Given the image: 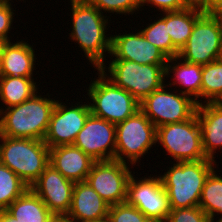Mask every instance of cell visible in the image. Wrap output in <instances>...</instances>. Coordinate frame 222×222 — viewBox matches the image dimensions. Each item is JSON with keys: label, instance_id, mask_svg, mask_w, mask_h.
Instances as JSON below:
<instances>
[{"label": "cell", "instance_id": "obj_1", "mask_svg": "<svg viewBox=\"0 0 222 222\" xmlns=\"http://www.w3.org/2000/svg\"><path fill=\"white\" fill-rule=\"evenodd\" d=\"M72 6L71 40L75 41L84 51L85 57L99 69L106 58V52L111 53L112 37L107 36L108 18L87 0H70Z\"/></svg>", "mask_w": 222, "mask_h": 222}, {"label": "cell", "instance_id": "obj_2", "mask_svg": "<svg viewBox=\"0 0 222 222\" xmlns=\"http://www.w3.org/2000/svg\"><path fill=\"white\" fill-rule=\"evenodd\" d=\"M39 93L19 105L0 107V135L44 140L57 100L51 99L49 93L48 98Z\"/></svg>", "mask_w": 222, "mask_h": 222}, {"label": "cell", "instance_id": "obj_3", "mask_svg": "<svg viewBox=\"0 0 222 222\" xmlns=\"http://www.w3.org/2000/svg\"><path fill=\"white\" fill-rule=\"evenodd\" d=\"M214 164L212 159L176 162L164 175L159 174L171 209L199 206L205 181L216 168Z\"/></svg>", "mask_w": 222, "mask_h": 222}, {"label": "cell", "instance_id": "obj_4", "mask_svg": "<svg viewBox=\"0 0 222 222\" xmlns=\"http://www.w3.org/2000/svg\"><path fill=\"white\" fill-rule=\"evenodd\" d=\"M0 163L30 188L49 163L50 148L43 140L0 135Z\"/></svg>", "mask_w": 222, "mask_h": 222}, {"label": "cell", "instance_id": "obj_5", "mask_svg": "<svg viewBox=\"0 0 222 222\" xmlns=\"http://www.w3.org/2000/svg\"><path fill=\"white\" fill-rule=\"evenodd\" d=\"M111 59L107 68L103 64L99 70L139 102L166 82V64H138L129 60Z\"/></svg>", "mask_w": 222, "mask_h": 222}, {"label": "cell", "instance_id": "obj_6", "mask_svg": "<svg viewBox=\"0 0 222 222\" xmlns=\"http://www.w3.org/2000/svg\"><path fill=\"white\" fill-rule=\"evenodd\" d=\"M97 70L98 78L90 82L86 94L93 102H89L92 115L118 124L140 110L139 101Z\"/></svg>", "mask_w": 222, "mask_h": 222}, {"label": "cell", "instance_id": "obj_7", "mask_svg": "<svg viewBox=\"0 0 222 222\" xmlns=\"http://www.w3.org/2000/svg\"><path fill=\"white\" fill-rule=\"evenodd\" d=\"M178 57L202 66L222 58V14L203 12Z\"/></svg>", "mask_w": 222, "mask_h": 222}, {"label": "cell", "instance_id": "obj_8", "mask_svg": "<svg viewBox=\"0 0 222 222\" xmlns=\"http://www.w3.org/2000/svg\"><path fill=\"white\" fill-rule=\"evenodd\" d=\"M157 127L141 111L116 124L115 160L134 164L155 145ZM126 158H128L126 160Z\"/></svg>", "mask_w": 222, "mask_h": 222}, {"label": "cell", "instance_id": "obj_9", "mask_svg": "<svg viewBox=\"0 0 222 222\" xmlns=\"http://www.w3.org/2000/svg\"><path fill=\"white\" fill-rule=\"evenodd\" d=\"M156 142L163 146L176 162L209 159L202 148L197 114L192 118L157 127Z\"/></svg>", "mask_w": 222, "mask_h": 222}, {"label": "cell", "instance_id": "obj_10", "mask_svg": "<svg viewBox=\"0 0 222 222\" xmlns=\"http://www.w3.org/2000/svg\"><path fill=\"white\" fill-rule=\"evenodd\" d=\"M167 86L164 84L139 103L140 110L156 127L186 121L197 111V102L176 90H166Z\"/></svg>", "mask_w": 222, "mask_h": 222}, {"label": "cell", "instance_id": "obj_11", "mask_svg": "<svg viewBox=\"0 0 222 222\" xmlns=\"http://www.w3.org/2000/svg\"><path fill=\"white\" fill-rule=\"evenodd\" d=\"M132 175L127 163L95 161L85 181L112 206L127 201L128 182Z\"/></svg>", "mask_w": 222, "mask_h": 222}, {"label": "cell", "instance_id": "obj_12", "mask_svg": "<svg viewBox=\"0 0 222 222\" xmlns=\"http://www.w3.org/2000/svg\"><path fill=\"white\" fill-rule=\"evenodd\" d=\"M89 101L82 105L80 102L68 107L58 100L50 116L49 127L44 143L49 147L73 145L78 133L84 127L85 121L91 114ZM80 104V105H78Z\"/></svg>", "mask_w": 222, "mask_h": 222}, {"label": "cell", "instance_id": "obj_13", "mask_svg": "<svg viewBox=\"0 0 222 222\" xmlns=\"http://www.w3.org/2000/svg\"><path fill=\"white\" fill-rule=\"evenodd\" d=\"M143 177L132 175L128 182L127 203L137 207L146 217L166 221L171 211L167 192L159 175Z\"/></svg>", "mask_w": 222, "mask_h": 222}, {"label": "cell", "instance_id": "obj_14", "mask_svg": "<svg viewBox=\"0 0 222 222\" xmlns=\"http://www.w3.org/2000/svg\"><path fill=\"white\" fill-rule=\"evenodd\" d=\"M73 145L95 161L115 160L116 124L90 114Z\"/></svg>", "mask_w": 222, "mask_h": 222}, {"label": "cell", "instance_id": "obj_15", "mask_svg": "<svg viewBox=\"0 0 222 222\" xmlns=\"http://www.w3.org/2000/svg\"><path fill=\"white\" fill-rule=\"evenodd\" d=\"M74 184L49 164L30 188L55 216H66L71 208Z\"/></svg>", "mask_w": 222, "mask_h": 222}, {"label": "cell", "instance_id": "obj_16", "mask_svg": "<svg viewBox=\"0 0 222 222\" xmlns=\"http://www.w3.org/2000/svg\"><path fill=\"white\" fill-rule=\"evenodd\" d=\"M111 57L138 64H167L168 57L145 39L141 32L111 35Z\"/></svg>", "mask_w": 222, "mask_h": 222}, {"label": "cell", "instance_id": "obj_17", "mask_svg": "<svg viewBox=\"0 0 222 222\" xmlns=\"http://www.w3.org/2000/svg\"><path fill=\"white\" fill-rule=\"evenodd\" d=\"M108 210L109 205L86 181L74 184L67 218L77 222H100L108 218Z\"/></svg>", "mask_w": 222, "mask_h": 222}, {"label": "cell", "instance_id": "obj_18", "mask_svg": "<svg viewBox=\"0 0 222 222\" xmlns=\"http://www.w3.org/2000/svg\"><path fill=\"white\" fill-rule=\"evenodd\" d=\"M94 162V159L74 145L52 147L49 151V163L74 183L86 180Z\"/></svg>", "mask_w": 222, "mask_h": 222}, {"label": "cell", "instance_id": "obj_19", "mask_svg": "<svg viewBox=\"0 0 222 222\" xmlns=\"http://www.w3.org/2000/svg\"><path fill=\"white\" fill-rule=\"evenodd\" d=\"M196 114L204 154L215 161L216 150L222 149V102L199 104Z\"/></svg>", "mask_w": 222, "mask_h": 222}, {"label": "cell", "instance_id": "obj_20", "mask_svg": "<svg viewBox=\"0 0 222 222\" xmlns=\"http://www.w3.org/2000/svg\"><path fill=\"white\" fill-rule=\"evenodd\" d=\"M35 51L29 43L19 40L3 45L0 59V76L33 77Z\"/></svg>", "mask_w": 222, "mask_h": 222}, {"label": "cell", "instance_id": "obj_21", "mask_svg": "<svg viewBox=\"0 0 222 222\" xmlns=\"http://www.w3.org/2000/svg\"><path fill=\"white\" fill-rule=\"evenodd\" d=\"M177 60H180L178 56L168 58L167 60L166 78L170 75V72L174 74V81L169 82L168 85L170 87L179 85L180 88L183 86L184 90L177 91L189 96L198 105L202 104V99H198L201 98L202 65L188 63L182 59L179 62Z\"/></svg>", "mask_w": 222, "mask_h": 222}, {"label": "cell", "instance_id": "obj_22", "mask_svg": "<svg viewBox=\"0 0 222 222\" xmlns=\"http://www.w3.org/2000/svg\"><path fill=\"white\" fill-rule=\"evenodd\" d=\"M6 211L18 222H52L55 217L31 188L14 200Z\"/></svg>", "mask_w": 222, "mask_h": 222}, {"label": "cell", "instance_id": "obj_23", "mask_svg": "<svg viewBox=\"0 0 222 222\" xmlns=\"http://www.w3.org/2000/svg\"><path fill=\"white\" fill-rule=\"evenodd\" d=\"M33 77L0 76V100L9 108L31 98L38 91Z\"/></svg>", "mask_w": 222, "mask_h": 222}, {"label": "cell", "instance_id": "obj_24", "mask_svg": "<svg viewBox=\"0 0 222 222\" xmlns=\"http://www.w3.org/2000/svg\"><path fill=\"white\" fill-rule=\"evenodd\" d=\"M203 12L195 9L166 12V25L173 46L180 51L189 39L196 19Z\"/></svg>", "mask_w": 222, "mask_h": 222}, {"label": "cell", "instance_id": "obj_25", "mask_svg": "<svg viewBox=\"0 0 222 222\" xmlns=\"http://www.w3.org/2000/svg\"><path fill=\"white\" fill-rule=\"evenodd\" d=\"M215 169L207 177L202 189L199 207L209 216L212 222L220 215L222 217V175Z\"/></svg>", "mask_w": 222, "mask_h": 222}, {"label": "cell", "instance_id": "obj_26", "mask_svg": "<svg viewBox=\"0 0 222 222\" xmlns=\"http://www.w3.org/2000/svg\"><path fill=\"white\" fill-rule=\"evenodd\" d=\"M201 97L203 103L222 102V58L202 66Z\"/></svg>", "mask_w": 222, "mask_h": 222}, {"label": "cell", "instance_id": "obj_27", "mask_svg": "<svg viewBox=\"0 0 222 222\" xmlns=\"http://www.w3.org/2000/svg\"><path fill=\"white\" fill-rule=\"evenodd\" d=\"M159 19L154 20L145 29L139 30L147 41L159 48L168 58L178 56L179 51L173 46L168 25H166V12ZM163 16V17H162Z\"/></svg>", "mask_w": 222, "mask_h": 222}, {"label": "cell", "instance_id": "obj_28", "mask_svg": "<svg viewBox=\"0 0 222 222\" xmlns=\"http://www.w3.org/2000/svg\"><path fill=\"white\" fill-rule=\"evenodd\" d=\"M28 188L18 175L0 163V211L6 210Z\"/></svg>", "mask_w": 222, "mask_h": 222}, {"label": "cell", "instance_id": "obj_29", "mask_svg": "<svg viewBox=\"0 0 222 222\" xmlns=\"http://www.w3.org/2000/svg\"><path fill=\"white\" fill-rule=\"evenodd\" d=\"M101 13L132 14L140 9L139 0H87Z\"/></svg>", "mask_w": 222, "mask_h": 222}, {"label": "cell", "instance_id": "obj_30", "mask_svg": "<svg viewBox=\"0 0 222 222\" xmlns=\"http://www.w3.org/2000/svg\"><path fill=\"white\" fill-rule=\"evenodd\" d=\"M147 217L135 206L127 202L109 206L110 222H143Z\"/></svg>", "mask_w": 222, "mask_h": 222}, {"label": "cell", "instance_id": "obj_31", "mask_svg": "<svg viewBox=\"0 0 222 222\" xmlns=\"http://www.w3.org/2000/svg\"><path fill=\"white\" fill-rule=\"evenodd\" d=\"M166 222H212L209 216L199 207L171 209Z\"/></svg>", "mask_w": 222, "mask_h": 222}, {"label": "cell", "instance_id": "obj_32", "mask_svg": "<svg viewBox=\"0 0 222 222\" xmlns=\"http://www.w3.org/2000/svg\"><path fill=\"white\" fill-rule=\"evenodd\" d=\"M11 3H2L0 2V38L6 42L11 40L8 37L9 31L13 28L11 25L13 23V13L15 10H12Z\"/></svg>", "mask_w": 222, "mask_h": 222}, {"label": "cell", "instance_id": "obj_33", "mask_svg": "<svg viewBox=\"0 0 222 222\" xmlns=\"http://www.w3.org/2000/svg\"><path fill=\"white\" fill-rule=\"evenodd\" d=\"M140 8L145 6H149L148 4L158 7L162 12H171V11H180L185 9L182 6L181 0H139Z\"/></svg>", "mask_w": 222, "mask_h": 222}, {"label": "cell", "instance_id": "obj_34", "mask_svg": "<svg viewBox=\"0 0 222 222\" xmlns=\"http://www.w3.org/2000/svg\"><path fill=\"white\" fill-rule=\"evenodd\" d=\"M185 9H195L208 13V0H181Z\"/></svg>", "mask_w": 222, "mask_h": 222}, {"label": "cell", "instance_id": "obj_35", "mask_svg": "<svg viewBox=\"0 0 222 222\" xmlns=\"http://www.w3.org/2000/svg\"><path fill=\"white\" fill-rule=\"evenodd\" d=\"M208 13L222 14V0H208Z\"/></svg>", "mask_w": 222, "mask_h": 222}, {"label": "cell", "instance_id": "obj_36", "mask_svg": "<svg viewBox=\"0 0 222 222\" xmlns=\"http://www.w3.org/2000/svg\"><path fill=\"white\" fill-rule=\"evenodd\" d=\"M0 222H18L6 210L0 211Z\"/></svg>", "mask_w": 222, "mask_h": 222}, {"label": "cell", "instance_id": "obj_37", "mask_svg": "<svg viewBox=\"0 0 222 222\" xmlns=\"http://www.w3.org/2000/svg\"><path fill=\"white\" fill-rule=\"evenodd\" d=\"M54 222H77V221L71 220L66 216H55Z\"/></svg>", "mask_w": 222, "mask_h": 222}, {"label": "cell", "instance_id": "obj_38", "mask_svg": "<svg viewBox=\"0 0 222 222\" xmlns=\"http://www.w3.org/2000/svg\"><path fill=\"white\" fill-rule=\"evenodd\" d=\"M143 222H166V221L158 219V218L147 217Z\"/></svg>", "mask_w": 222, "mask_h": 222}, {"label": "cell", "instance_id": "obj_39", "mask_svg": "<svg viewBox=\"0 0 222 222\" xmlns=\"http://www.w3.org/2000/svg\"><path fill=\"white\" fill-rule=\"evenodd\" d=\"M5 43H6V41H4L3 39L0 38V59H1L2 48Z\"/></svg>", "mask_w": 222, "mask_h": 222}, {"label": "cell", "instance_id": "obj_40", "mask_svg": "<svg viewBox=\"0 0 222 222\" xmlns=\"http://www.w3.org/2000/svg\"><path fill=\"white\" fill-rule=\"evenodd\" d=\"M0 2H2V3H9L10 4V2H12V0H0Z\"/></svg>", "mask_w": 222, "mask_h": 222}, {"label": "cell", "instance_id": "obj_41", "mask_svg": "<svg viewBox=\"0 0 222 222\" xmlns=\"http://www.w3.org/2000/svg\"><path fill=\"white\" fill-rule=\"evenodd\" d=\"M216 218H218V220L216 222H222V217L219 218V216H218Z\"/></svg>", "mask_w": 222, "mask_h": 222}, {"label": "cell", "instance_id": "obj_42", "mask_svg": "<svg viewBox=\"0 0 222 222\" xmlns=\"http://www.w3.org/2000/svg\"><path fill=\"white\" fill-rule=\"evenodd\" d=\"M100 222H110V221H109L108 218H107V219L102 220V221H100Z\"/></svg>", "mask_w": 222, "mask_h": 222}]
</instances>
